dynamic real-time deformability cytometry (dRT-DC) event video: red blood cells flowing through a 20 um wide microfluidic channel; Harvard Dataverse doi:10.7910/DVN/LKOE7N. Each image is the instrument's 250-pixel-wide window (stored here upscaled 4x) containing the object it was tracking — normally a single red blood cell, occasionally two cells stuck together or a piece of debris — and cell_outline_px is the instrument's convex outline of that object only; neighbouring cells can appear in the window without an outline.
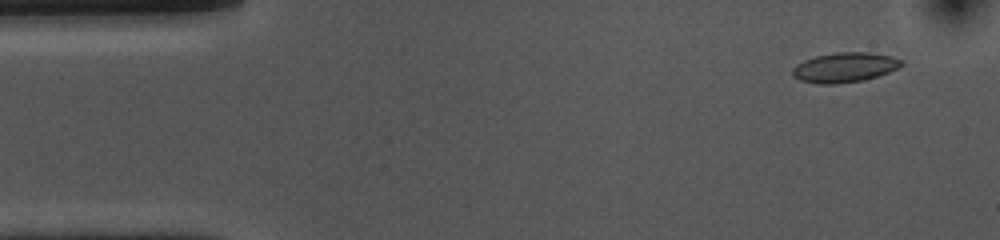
{"species": "common noctule bat (a hibernating species)", "species_latin": "Nyctalus noctula", "temperature_condition": "cold", "stored_images_in_passage": 52, "camera_frame_rate_fps": 3000, "um_per_image_px": 0.085, "animal": {"sex": "female", "body_mass_g": 10.0, "forearm_length_mm": 53.1}, "frame": {"image": 1, "passage_image": 3, "time_ms": 0.667, "image_size_px": [1000, 240], "cell_outline_px": [[904, 64], [900, 68], [864, 80], [836, 84], [820, 84], [800, 80], [792, 76], [792, 68], [796, 64], [804, 60], [816, 56], [836, 52], [868, 52], [892, 56], [904, 60]], "centroid_in_image_um": [71.81, 5.72], "position_along_channel_um": 13.2, "area_um2": 19.07}}
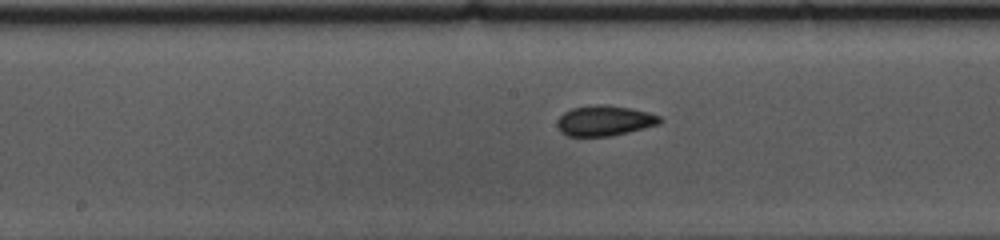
{"frame": {"image": 2, "passage_image": 25, "time_ms": 8.0, "image_size_px": [1000, 240], "cell_outline_px": [[660, 124], [612, 136], [568, 136], [560, 132], [556, 124], [556, 120], [564, 112], [572, 108], [592, 104], [604, 104], [632, 108], [648, 112], [660, 116]], "centroid_in_image_um": [51.35, 10.25], "position_along_channel_um": 196.8, "area_um2": 18.32}}
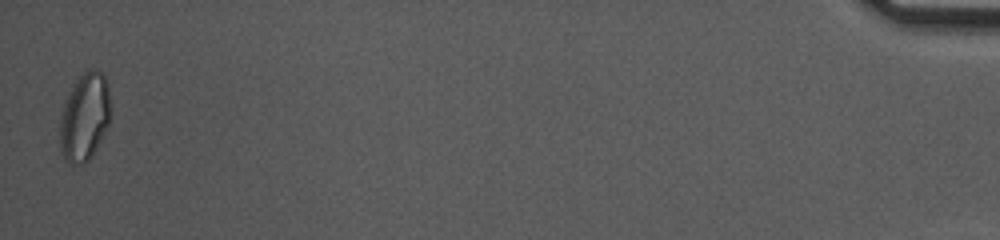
{"frame": {"image": 3, "passage_image": 52, "time_ms": 17.0, "image_size_px": [1000, 240], "cell_outline_px": [[108, 124], [92, 156], [84, 164], [68, 164], [64, 160], [60, 148], [60, 120], [64, 100], [76, 80], [88, 68], [96, 68], [104, 76], [108, 84]], "centroid_in_image_um": [7.15, 9.96], "position_along_channel_um": 428.1, "area_um2": 25.72}, "authors_computed_cell_mechanics": {"area_um2": 18.2359, "velocity_mm_per_s": 3.6857, "shape_relaxation_time_tau1_ms": 6.1864, "shape_relaxation_time_tau2_ms": 2.7882, "deformation_change_tau1": 0.1174, "deformation_change_tau2": 0.0761}}